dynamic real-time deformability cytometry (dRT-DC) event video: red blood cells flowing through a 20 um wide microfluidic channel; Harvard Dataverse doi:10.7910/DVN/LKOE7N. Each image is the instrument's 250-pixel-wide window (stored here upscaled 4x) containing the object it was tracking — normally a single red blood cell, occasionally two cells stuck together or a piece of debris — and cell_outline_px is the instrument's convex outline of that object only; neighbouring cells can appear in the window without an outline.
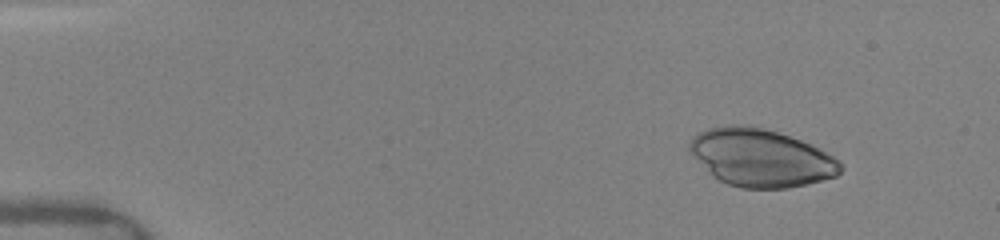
{"species": "human", "species_latin": "Homo sapiens", "temperature_condition": "warm", "stored_images_in_passage": 40, "camera_frame_rate_fps": 3000, "um_per_image_px": 0.085, "donor": {"sex": "female"}, "frame": {"image": 1, "passage_image": 1, "time_ms": 0.0, "image_size_px": [1000, 240], "cell_outline_px": [[840, 172], [836, 176], [808, 184], [788, 188], [740, 188], [728, 184], [720, 180], [708, 172], [688, 152], [688, 144], [692, 136], [708, 128], [728, 124], [748, 124], [764, 128], [800, 140], [832, 156], [840, 164]], "centroid_in_image_um": [64.59, 13.4], "position_along_channel_um": 20.4, "area_um2": 50.52}}
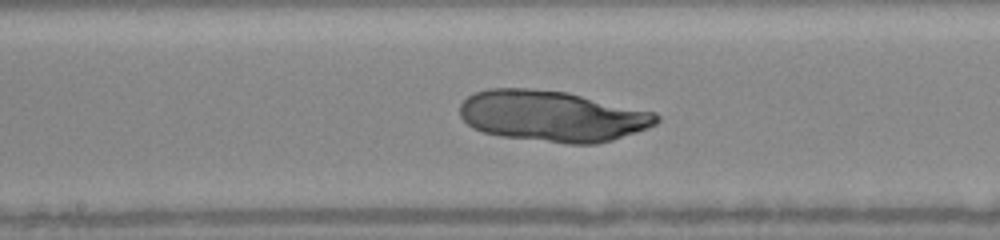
{"frame": {"image": 2, "passage_image": 20, "time_ms": 7.0, "image_size_px": [1000, 240], "cell_outline_px": [[660, 120], [656, 124], [648, 128], [612, 140], [596, 144], [568, 144], [504, 136], [484, 132], [472, 128], [460, 116], [460, 104], [472, 92], [488, 88], [528, 88], [568, 92], [656, 112], [660, 116]], "centroid_in_image_um": [46.96, 9.85], "position_along_channel_um": 201.2, "area_um2": 58.67}}
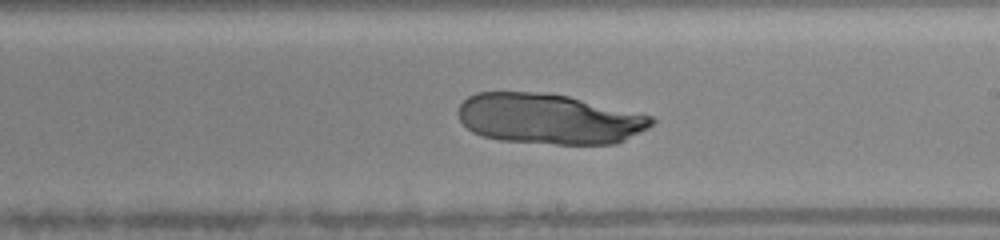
{"frame": {"image": 3, "passage_image": 23, "time_ms": 8.0, "image_size_px": [1000, 240], "cell_outline_px": [[656, 120], [648, 128], [616, 144], [556, 144], [500, 140], [484, 136], [472, 132], [460, 120], [456, 112], [460, 104], [468, 96], [476, 92], [536, 92], [568, 96], [652, 116]], "centroid_in_image_um": [46.63, 10.1], "position_along_channel_um": 242.4, "area_um2": 56.64}}